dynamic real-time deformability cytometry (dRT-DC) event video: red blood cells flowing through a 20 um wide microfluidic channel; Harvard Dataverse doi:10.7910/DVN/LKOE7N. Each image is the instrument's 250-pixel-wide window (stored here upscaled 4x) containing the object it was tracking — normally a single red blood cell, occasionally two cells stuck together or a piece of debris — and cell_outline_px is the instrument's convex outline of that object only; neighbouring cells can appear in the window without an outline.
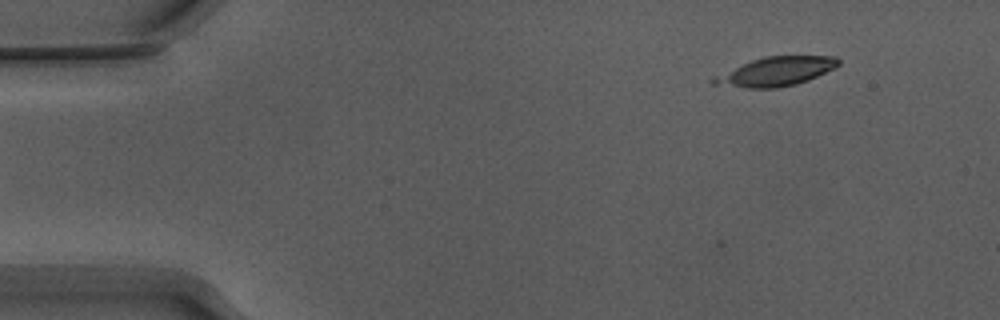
{"species": "Egyptian fruit bat (a non-hibernating species)", "species_latin": "Rousettus aegyptiacus", "temperature_condition": "warm", "stored_images_in_passage": 4, "camera_frame_rate_fps": 3000, "um_per_image_px": 0.085, "animal": {"sex": "male"}, "frame": {"image": 1, "passage_image": 1, "time_ms": 0.0, "image_size_px": [1000, 320], "cell_outline_px": [[840, 64], [808, 80], [796, 84], [776, 88], [744, 88], [712, 84], [708, 80], [712, 76], [752, 60], [764, 56], [836, 56], [840, 60]], "centroid_in_image_um": [65.88, 6.08], "position_along_channel_um": 19.1, "area_um2": 21.04}}